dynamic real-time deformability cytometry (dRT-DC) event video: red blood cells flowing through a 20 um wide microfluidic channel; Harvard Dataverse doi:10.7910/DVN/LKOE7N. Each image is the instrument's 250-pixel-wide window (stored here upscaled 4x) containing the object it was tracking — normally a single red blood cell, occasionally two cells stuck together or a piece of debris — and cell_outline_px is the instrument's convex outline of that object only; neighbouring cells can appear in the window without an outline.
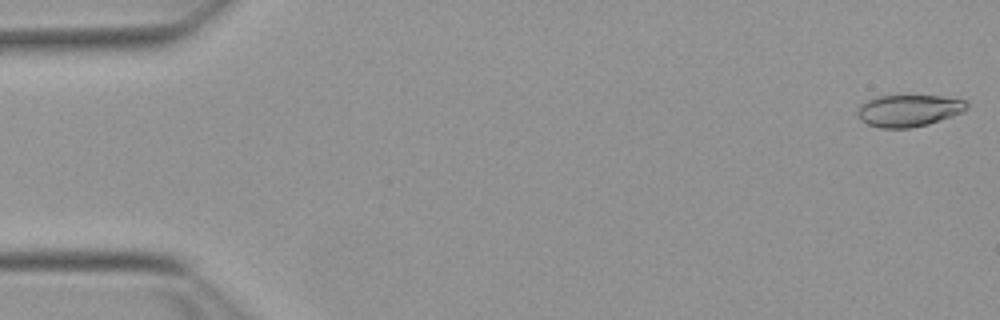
{"species": "Egyptian fruit bat (a non-hibernating species)", "species_latin": "Rousettus aegyptiacus", "temperature_condition": "warm", "stored_images_in_passage": 18, "camera_frame_rate_fps": 3000, "um_per_image_px": 0.085, "animal": {"sex": "female"}, "frame": {"image": 1, "passage_image": 1, "time_ms": 0.0, "image_size_px": [1000, 320], "cell_outline_px": [[968, 108], [964, 112], [928, 124], [908, 128], [880, 128], [868, 124], [860, 120], [856, 116], [860, 104], [876, 96], [940, 96], [964, 100], [968, 104]], "centroid_in_image_um": [77.23, 9.4], "position_along_channel_um": 7.8, "area_um2": 20.29}}
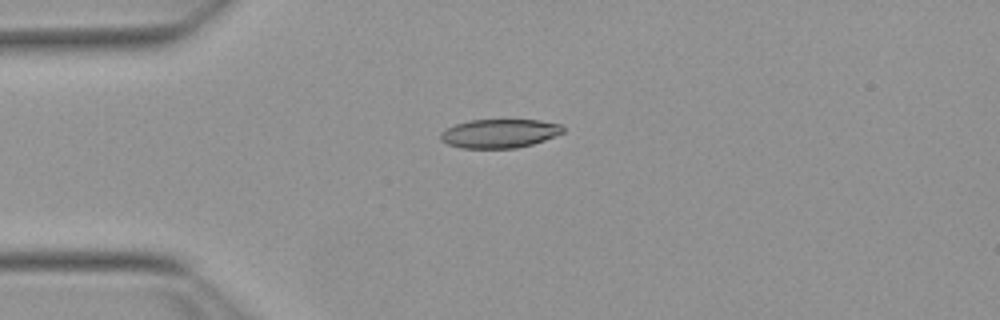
{"frame": {"image": 2, "passage_image": 13, "time_ms": 4.0, "image_size_px": [1000, 320], "cell_outline_px": [[564, 132], [544, 140], [532, 144], [516, 148], [460, 148], [448, 144], [440, 140], [440, 132], [456, 124], [472, 120], [540, 120], [560, 124], [564, 128]], "centroid_in_image_um": [42.45, 11.35], "position_along_channel_um": 42.5, "area_um2": 20.46}}